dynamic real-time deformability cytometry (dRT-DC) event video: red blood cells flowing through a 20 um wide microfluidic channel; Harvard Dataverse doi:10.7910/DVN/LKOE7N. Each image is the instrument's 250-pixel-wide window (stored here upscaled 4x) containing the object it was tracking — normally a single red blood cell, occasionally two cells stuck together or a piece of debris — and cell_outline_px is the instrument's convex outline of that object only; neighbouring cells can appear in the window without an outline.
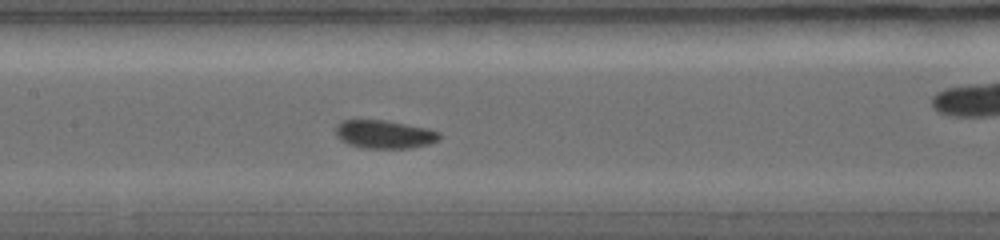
{"species": "common noctule bat (a hibernating species)", "species_latin": "Nyctalus noctula", "temperature_condition": "warm", "stored_images_in_passage": 31, "camera_frame_rate_fps": 5000, "um_per_image_px": 0.085, "animal": {"sex": "female", "body_mass_g": 19.0, "forearm_length_mm": 56.7}, "frame": {"image": 1, "passage_image": 14, "time_ms": 4.2, "image_size_px": [1000, 240], "cell_outline_px": [[440, 136], [436, 140], [424, 144], [408, 148], [372, 148], [352, 144], [344, 140], [336, 132], [340, 124], [348, 120], [376, 120], [400, 124], [420, 128], [436, 132]], "centroid_in_image_um": [32.66, 11.43], "position_along_channel_um": 174.7, "area_um2": 15.55}}
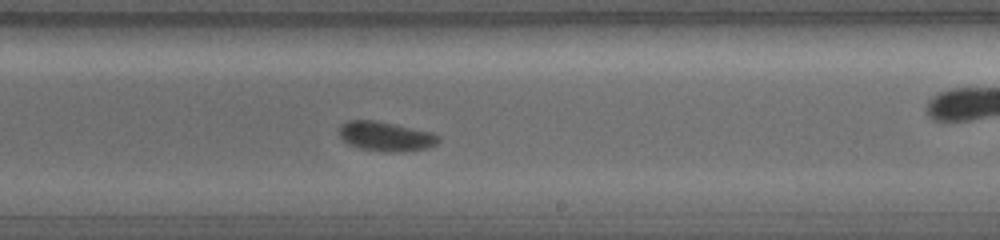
{"frame": {"image": 2, "passage_image": 18, "time_ms": 5.6, "image_size_px": [1000, 240], "cell_outline_px": [[436, 140], [432, 144], [424, 148], [368, 148], [352, 144], [344, 140], [340, 136], [340, 128], [344, 124], [352, 120], [368, 120], [428, 132], [436, 136]], "centroid_in_image_um": [32.67, 11.52], "position_along_channel_um": 256.3, "area_um2": 14.57}}